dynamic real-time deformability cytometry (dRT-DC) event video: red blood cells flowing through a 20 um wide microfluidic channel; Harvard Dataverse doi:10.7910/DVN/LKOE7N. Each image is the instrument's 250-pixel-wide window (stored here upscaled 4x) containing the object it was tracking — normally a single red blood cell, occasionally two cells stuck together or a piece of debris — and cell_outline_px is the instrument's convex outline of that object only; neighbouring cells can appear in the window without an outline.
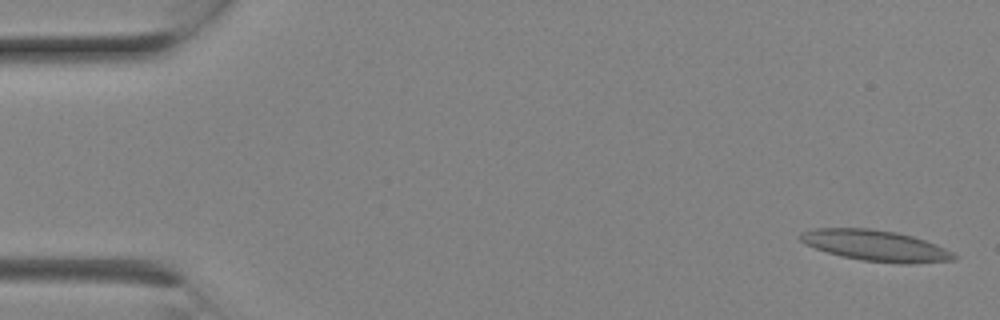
{"species": "Egyptian fruit bat (a non-hibernating species)", "species_latin": "Rousettus aegyptiacus", "temperature_condition": "room temperature", "stored_images_in_passage": 9, "camera_frame_rate_fps": 3000, "um_per_image_px": 0.085, "animal": {"sex": "female"}, "frame": {"image": 1, "passage_image": 1, "time_ms": 0.0, "image_size_px": [1000, 320], "cell_outline_px": [[956, 260], [908, 264], [900, 264], [864, 260], [844, 256], [828, 252], [816, 248], [800, 240], [800, 232], [816, 228], [868, 228], [896, 232], [912, 236], [936, 244], [952, 252], [956, 256]], "centroid_in_image_um": [74.46, 20.87], "position_along_channel_um": 10.5, "area_um2": 27.34}}
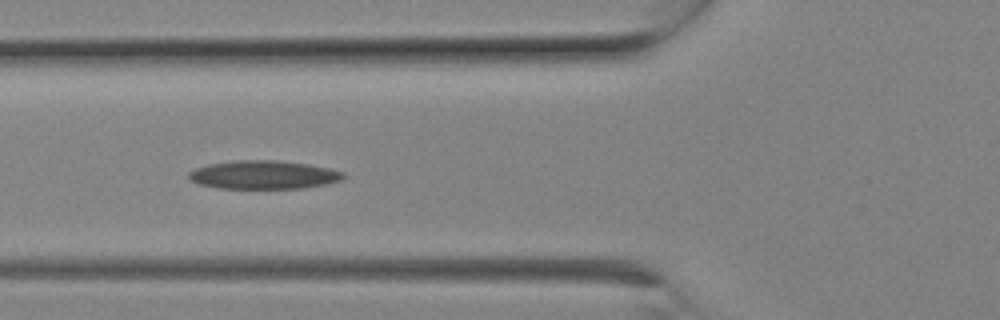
{"frame": {"image": 2, "passage_image": 8, "time_ms": 2.333, "image_size_px": [1000, 320], "cell_outline_px": [[344, 176], [340, 180], [328, 184], [304, 188], [220, 188], [200, 184], [192, 180], [188, 176], [188, 172], [196, 168], [208, 164], [232, 160], [276, 160], [308, 164], [328, 168], [344, 172]], "centroid_in_image_um": [22.41, 14.85], "position_along_channel_um": 103.4, "area_um2": 25.55}}
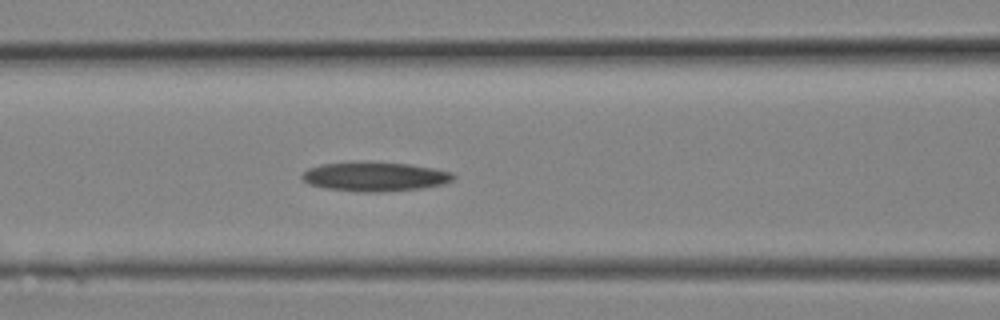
{"frame": {"image": 3, "passage_image": 9, "time_ms": 2.667, "image_size_px": [1000, 320], "cell_outline_px": [[456, 176], [452, 180], [444, 184], [420, 188], [376, 192], [360, 192], [324, 188], [308, 184], [300, 176], [308, 168], [320, 164], [352, 160], [368, 160], [408, 164], [432, 168], [452, 172]], "centroid_in_image_um": [31.8, 14.98], "position_along_channel_um": 134.8, "area_um2": 26.36}}